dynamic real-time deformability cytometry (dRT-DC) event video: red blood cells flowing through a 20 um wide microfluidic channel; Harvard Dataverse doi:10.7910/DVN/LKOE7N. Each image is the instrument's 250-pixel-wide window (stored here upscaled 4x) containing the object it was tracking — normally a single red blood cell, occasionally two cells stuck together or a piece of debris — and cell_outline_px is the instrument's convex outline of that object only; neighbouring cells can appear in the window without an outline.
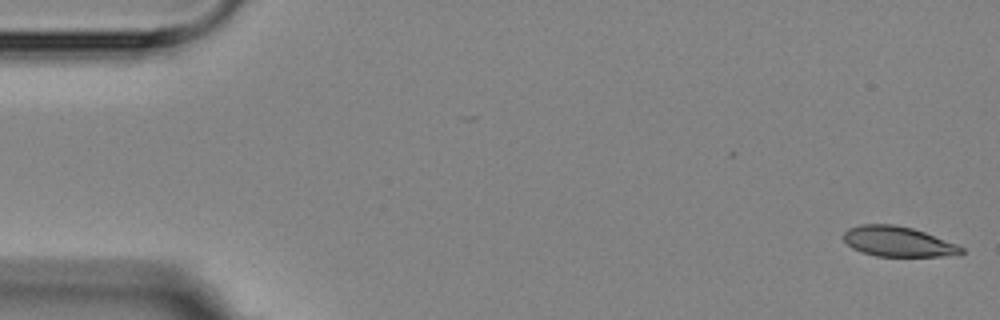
{"species": "Egyptian fruit bat (a non-hibernating species)", "species_latin": "Rousettus aegyptiacus", "temperature_condition": "room temperature", "stored_images_in_passage": 4, "camera_frame_rate_fps": 3000, "um_per_image_px": 0.085, "animal": {"sex": "female"}, "frame": {"image": 1, "passage_image": 1, "time_ms": 0.0, "image_size_px": [1000, 320], "cell_outline_px": [[964, 252], [960, 256], [876, 256], [860, 252], [852, 248], [840, 236], [848, 228], [860, 224], [892, 224], [912, 228], [924, 232], [956, 244], [964, 248]], "centroid_in_image_um": [76.31, 20.54], "position_along_channel_um": 8.7, "area_um2": 20.87}}
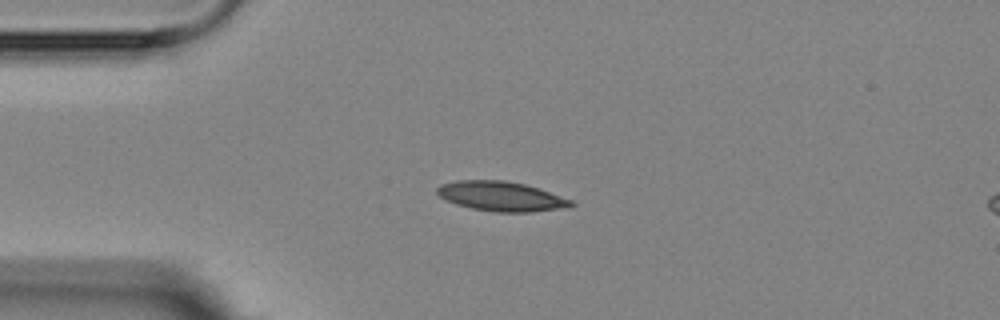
{"frame": {"image": 2, "passage_image": 4, "time_ms": 4.0, "image_size_px": [1000, 320], "cell_outline_px": [[576, 204], [568, 208], [532, 212], [496, 212], [472, 208], [456, 204], [440, 196], [436, 192], [436, 188], [440, 184], [456, 180], [504, 180], [524, 184], [572, 200]], "centroid_in_image_um": [42.6, 16.69], "position_along_channel_um": 42.4, "area_um2": 23.06}}